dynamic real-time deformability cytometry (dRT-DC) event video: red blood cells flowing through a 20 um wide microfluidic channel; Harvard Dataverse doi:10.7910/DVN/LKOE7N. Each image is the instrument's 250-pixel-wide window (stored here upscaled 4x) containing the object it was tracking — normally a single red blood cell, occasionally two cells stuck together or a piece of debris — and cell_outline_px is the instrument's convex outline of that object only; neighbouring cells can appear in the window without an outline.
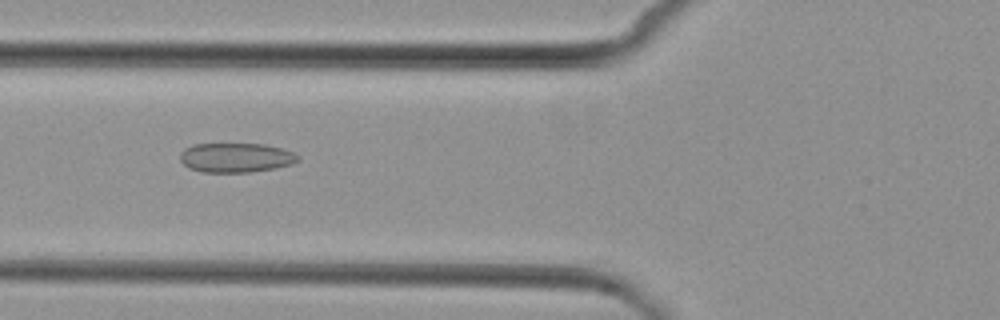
{"species": "common noctule bat (a hibernating species)", "species_latin": "Nyctalus noctula", "temperature_condition": "cold", "stored_images_in_passage": 5, "camera_frame_rate_fps": 3000, "um_per_image_px": 0.085, "animal": {"sex": "female", "body_mass_g": 29.2, "forearm_length_mm": 56.3}, "frame": {"image": 1, "passage_image": 4, "time_ms": 3.333, "image_size_px": [1000, 320], "cell_outline_px": [[300, 160], [292, 164], [276, 168], [248, 172], [204, 172], [188, 168], [180, 160], [180, 152], [184, 148], [192, 144], [264, 144], [280, 148], [292, 152], [300, 156]], "centroid_in_image_um": [20.04, 13.4], "position_along_channel_um": 105.8, "area_um2": 20.29}}
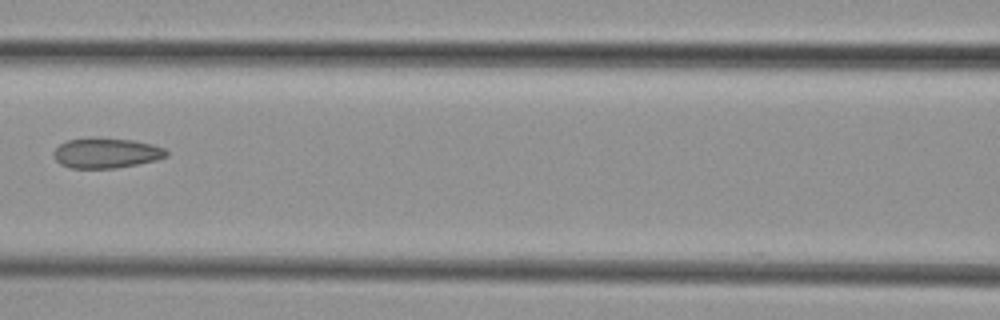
{"frame": {"image": 2, "passage_image": 5, "time_ms": 4.667, "image_size_px": [1000, 320], "cell_outline_px": [[168, 156], [156, 160], [116, 168], [72, 168], [60, 164], [56, 160], [56, 148], [60, 144], [68, 140], [96, 136], [132, 140], [152, 144], [164, 148], [168, 152]], "centroid_in_image_um": [9.06, 12.99], "position_along_channel_um": 157.5, "area_um2": 19.83}}